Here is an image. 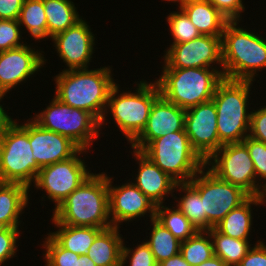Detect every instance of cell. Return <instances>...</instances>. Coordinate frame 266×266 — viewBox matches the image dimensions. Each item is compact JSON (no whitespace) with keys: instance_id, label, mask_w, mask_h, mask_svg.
<instances>
[{"instance_id":"1","label":"cell","mask_w":266,"mask_h":266,"mask_svg":"<svg viewBox=\"0 0 266 266\" xmlns=\"http://www.w3.org/2000/svg\"><path fill=\"white\" fill-rule=\"evenodd\" d=\"M53 212L52 222L102 229L112 227L107 174L92 173Z\"/></svg>"},{"instance_id":"2","label":"cell","mask_w":266,"mask_h":266,"mask_svg":"<svg viewBox=\"0 0 266 266\" xmlns=\"http://www.w3.org/2000/svg\"><path fill=\"white\" fill-rule=\"evenodd\" d=\"M110 68L63 69L54 78L55 97L72 108L88 111L100 122L110 90L116 84Z\"/></svg>"},{"instance_id":"3","label":"cell","mask_w":266,"mask_h":266,"mask_svg":"<svg viewBox=\"0 0 266 266\" xmlns=\"http://www.w3.org/2000/svg\"><path fill=\"white\" fill-rule=\"evenodd\" d=\"M238 22L240 20L228 21L223 29V77L230 80L254 81V77L258 75L257 71L266 69V39L258 33L255 34V31L253 33L238 27Z\"/></svg>"},{"instance_id":"4","label":"cell","mask_w":266,"mask_h":266,"mask_svg":"<svg viewBox=\"0 0 266 266\" xmlns=\"http://www.w3.org/2000/svg\"><path fill=\"white\" fill-rule=\"evenodd\" d=\"M156 83L160 95L180 108L188 109L212 100L223 70L212 68H162Z\"/></svg>"},{"instance_id":"5","label":"cell","mask_w":266,"mask_h":266,"mask_svg":"<svg viewBox=\"0 0 266 266\" xmlns=\"http://www.w3.org/2000/svg\"><path fill=\"white\" fill-rule=\"evenodd\" d=\"M252 81L223 79L213 95L217 132L222 144L242 142L249 135L248 105Z\"/></svg>"},{"instance_id":"6","label":"cell","mask_w":266,"mask_h":266,"mask_svg":"<svg viewBox=\"0 0 266 266\" xmlns=\"http://www.w3.org/2000/svg\"><path fill=\"white\" fill-rule=\"evenodd\" d=\"M136 92L120 93L119 85L115 84L109 93L108 102L103 118L100 121V129L110 111L116 125L131 143L146 126L149 112L154 101L160 96L159 87L155 82L140 81L136 84ZM109 108V110H108Z\"/></svg>"},{"instance_id":"7","label":"cell","mask_w":266,"mask_h":266,"mask_svg":"<svg viewBox=\"0 0 266 266\" xmlns=\"http://www.w3.org/2000/svg\"><path fill=\"white\" fill-rule=\"evenodd\" d=\"M141 152L178 183L189 182L205 167L185 128L152 140Z\"/></svg>"},{"instance_id":"8","label":"cell","mask_w":266,"mask_h":266,"mask_svg":"<svg viewBox=\"0 0 266 266\" xmlns=\"http://www.w3.org/2000/svg\"><path fill=\"white\" fill-rule=\"evenodd\" d=\"M28 123L16 121L0 136V182L20 183L30 189L40 167L29 141Z\"/></svg>"},{"instance_id":"9","label":"cell","mask_w":266,"mask_h":266,"mask_svg":"<svg viewBox=\"0 0 266 266\" xmlns=\"http://www.w3.org/2000/svg\"><path fill=\"white\" fill-rule=\"evenodd\" d=\"M42 128L69 138L80 149L88 150L100 135V122L88 111L72 108L55 96L43 111L32 118Z\"/></svg>"},{"instance_id":"10","label":"cell","mask_w":266,"mask_h":266,"mask_svg":"<svg viewBox=\"0 0 266 266\" xmlns=\"http://www.w3.org/2000/svg\"><path fill=\"white\" fill-rule=\"evenodd\" d=\"M188 183L200 194L203 201L206 231L217 225L231 210L239 207L250 197L241 187L219 179L206 166Z\"/></svg>"},{"instance_id":"11","label":"cell","mask_w":266,"mask_h":266,"mask_svg":"<svg viewBox=\"0 0 266 266\" xmlns=\"http://www.w3.org/2000/svg\"><path fill=\"white\" fill-rule=\"evenodd\" d=\"M205 166L219 179L241 187L250 196H256L254 163L243 142L223 144L205 162Z\"/></svg>"},{"instance_id":"12","label":"cell","mask_w":266,"mask_h":266,"mask_svg":"<svg viewBox=\"0 0 266 266\" xmlns=\"http://www.w3.org/2000/svg\"><path fill=\"white\" fill-rule=\"evenodd\" d=\"M86 152L80 149L70 159L45 166L38 172L34 187L48 194V199L55 203L54 209L92 174L81 159Z\"/></svg>"},{"instance_id":"13","label":"cell","mask_w":266,"mask_h":266,"mask_svg":"<svg viewBox=\"0 0 266 266\" xmlns=\"http://www.w3.org/2000/svg\"><path fill=\"white\" fill-rule=\"evenodd\" d=\"M167 49L163 68L219 69L213 67L219 64L223 70L221 37L200 35L188 42L171 44Z\"/></svg>"},{"instance_id":"14","label":"cell","mask_w":266,"mask_h":266,"mask_svg":"<svg viewBox=\"0 0 266 266\" xmlns=\"http://www.w3.org/2000/svg\"><path fill=\"white\" fill-rule=\"evenodd\" d=\"M184 128L192 148L205 162L223 145L218 137L213 100L186 109Z\"/></svg>"},{"instance_id":"15","label":"cell","mask_w":266,"mask_h":266,"mask_svg":"<svg viewBox=\"0 0 266 266\" xmlns=\"http://www.w3.org/2000/svg\"><path fill=\"white\" fill-rule=\"evenodd\" d=\"M114 178L108 176L109 216L112 226L119 227L137 217L141 219L147 212L150 220L155 218L156 205L133 183L113 186ZM120 223V224H119Z\"/></svg>"},{"instance_id":"16","label":"cell","mask_w":266,"mask_h":266,"mask_svg":"<svg viewBox=\"0 0 266 266\" xmlns=\"http://www.w3.org/2000/svg\"><path fill=\"white\" fill-rule=\"evenodd\" d=\"M94 36L87 22L81 19L51 38L59 57L68 67L66 70L89 69L88 65L94 53Z\"/></svg>"},{"instance_id":"17","label":"cell","mask_w":266,"mask_h":266,"mask_svg":"<svg viewBox=\"0 0 266 266\" xmlns=\"http://www.w3.org/2000/svg\"><path fill=\"white\" fill-rule=\"evenodd\" d=\"M41 52V53H40ZM42 51L24 44L21 47L0 52V93L25 82L45 64Z\"/></svg>"},{"instance_id":"18","label":"cell","mask_w":266,"mask_h":266,"mask_svg":"<svg viewBox=\"0 0 266 266\" xmlns=\"http://www.w3.org/2000/svg\"><path fill=\"white\" fill-rule=\"evenodd\" d=\"M185 114V109L160 95L151 106L143 131L131 142L132 149L142 151L152 140L183 130Z\"/></svg>"},{"instance_id":"19","label":"cell","mask_w":266,"mask_h":266,"mask_svg":"<svg viewBox=\"0 0 266 266\" xmlns=\"http://www.w3.org/2000/svg\"><path fill=\"white\" fill-rule=\"evenodd\" d=\"M29 141L40 168L73 157L80 148L69 138L47 130L29 119Z\"/></svg>"},{"instance_id":"20","label":"cell","mask_w":266,"mask_h":266,"mask_svg":"<svg viewBox=\"0 0 266 266\" xmlns=\"http://www.w3.org/2000/svg\"><path fill=\"white\" fill-rule=\"evenodd\" d=\"M135 161L139 164L134 184L156 205H162L168 194L173 195L178 183L169 174L163 172L141 151L133 149Z\"/></svg>"},{"instance_id":"21","label":"cell","mask_w":266,"mask_h":266,"mask_svg":"<svg viewBox=\"0 0 266 266\" xmlns=\"http://www.w3.org/2000/svg\"><path fill=\"white\" fill-rule=\"evenodd\" d=\"M181 9L201 35L222 37L228 20L208 0H189Z\"/></svg>"},{"instance_id":"22","label":"cell","mask_w":266,"mask_h":266,"mask_svg":"<svg viewBox=\"0 0 266 266\" xmlns=\"http://www.w3.org/2000/svg\"><path fill=\"white\" fill-rule=\"evenodd\" d=\"M29 188L20 183L0 182V221L18 228L20 215L29 203Z\"/></svg>"},{"instance_id":"23","label":"cell","mask_w":266,"mask_h":266,"mask_svg":"<svg viewBox=\"0 0 266 266\" xmlns=\"http://www.w3.org/2000/svg\"><path fill=\"white\" fill-rule=\"evenodd\" d=\"M119 227L103 229L87 251L88 257L97 266H121V253L124 240Z\"/></svg>"},{"instance_id":"24","label":"cell","mask_w":266,"mask_h":266,"mask_svg":"<svg viewBox=\"0 0 266 266\" xmlns=\"http://www.w3.org/2000/svg\"><path fill=\"white\" fill-rule=\"evenodd\" d=\"M251 205H261L258 196H250L239 207L231 210L214 228L229 237L249 240L253 221Z\"/></svg>"},{"instance_id":"25","label":"cell","mask_w":266,"mask_h":266,"mask_svg":"<svg viewBox=\"0 0 266 266\" xmlns=\"http://www.w3.org/2000/svg\"><path fill=\"white\" fill-rule=\"evenodd\" d=\"M52 223L59 229L49 234L63 248L78 255L86 254L95 237L103 230L96 227L69 226L59 222Z\"/></svg>"},{"instance_id":"26","label":"cell","mask_w":266,"mask_h":266,"mask_svg":"<svg viewBox=\"0 0 266 266\" xmlns=\"http://www.w3.org/2000/svg\"><path fill=\"white\" fill-rule=\"evenodd\" d=\"M47 17V37L66 31L82 19L71 0H43Z\"/></svg>"},{"instance_id":"27","label":"cell","mask_w":266,"mask_h":266,"mask_svg":"<svg viewBox=\"0 0 266 266\" xmlns=\"http://www.w3.org/2000/svg\"><path fill=\"white\" fill-rule=\"evenodd\" d=\"M208 232L213 242L214 255L228 266H238L253 245L249 244L248 240H240L220 233L214 227Z\"/></svg>"},{"instance_id":"28","label":"cell","mask_w":266,"mask_h":266,"mask_svg":"<svg viewBox=\"0 0 266 266\" xmlns=\"http://www.w3.org/2000/svg\"><path fill=\"white\" fill-rule=\"evenodd\" d=\"M150 222L152 223V230L150 239L146 243L149 245L156 263L159 264L180 252L181 241L155 218Z\"/></svg>"},{"instance_id":"29","label":"cell","mask_w":266,"mask_h":266,"mask_svg":"<svg viewBox=\"0 0 266 266\" xmlns=\"http://www.w3.org/2000/svg\"><path fill=\"white\" fill-rule=\"evenodd\" d=\"M185 194L178 201L177 208L189 219L198 231H206V214L203 212V201L200 194L188 183H177L175 190ZM181 190V191H180Z\"/></svg>"},{"instance_id":"30","label":"cell","mask_w":266,"mask_h":266,"mask_svg":"<svg viewBox=\"0 0 266 266\" xmlns=\"http://www.w3.org/2000/svg\"><path fill=\"white\" fill-rule=\"evenodd\" d=\"M155 219L167 228L179 241L194 236L198 230L189 219L177 208L162 205L156 206Z\"/></svg>"},{"instance_id":"31","label":"cell","mask_w":266,"mask_h":266,"mask_svg":"<svg viewBox=\"0 0 266 266\" xmlns=\"http://www.w3.org/2000/svg\"><path fill=\"white\" fill-rule=\"evenodd\" d=\"M20 26H24L36 40L47 38V17L43 0H25L18 17Z\"/></svg>"},{"instance_id":"32","label":"cell","mask_w":266,"mask_h":266,"mask_svg":"<svg viewBox=\"0 0 266 266\" xmlns=\"http://www.w3.org/2000/svg\"><path fill=\"white\" fill-rule=\"evenodd\" d=\"M210 239L208 231H198L181 242L180 253L191 266H198L214 256L213 242Z\"/></svg>"},{"instance_id":"33","label":"cell","mask_w":266,"mask_h":266,"mask_svg":"<svg viewBox=\"0 0 266 266\" xmlns=\"http://www.w3.org/2000/svg\"><path fill=\"white\" fill-rule=\"evenodd\" d=\"M167 22L173 36L172 44L188 42L201 35L181 8L177 12H171L167 17Z\"/></svg>"},{"instance_id":"34","label":"cell","mask_w":266,"mask_h":266,"mask_svg":"<svg viewBox=\"0 0 266 266\" xmlns=\"http://www.w3.org/2000/svg\"><path fill=\"white\" fill-rule=\"evenodd\" d=\"M43 243L45 266H77L79 255L63 248L49 233Z\"/></svg>"},{"instance_id":"35","label":"cell","mask_w":266,"mask_h":266,"mask_svg":"<svg viewBox=\"0 0 266 266\" xmlns=\"http://www.w3.org/2000/svg\"><path fill=\"white\" fill-rule=\"evenodd\" d=\"M242 142L246 145L249 155L254 163L256 174V196H259L262 187L261 179H264L263 182L266 180V144L254 140L249 136H247Z\"/></svg>"},{"instance_id":"36","label":"cell","mask_w":266,"mask_h":266,"mask_svg":"<svg viewBox=\"0 0 266 266\" xmlns=\"http://www.w3.org/2000/svg\"><path fill=\"white\" fill-rule=\"evenodd\" d=\"M123 242L121 253V266H125L127 259L130 262V266H158L155 261L154 255L150 250L149 245L146 242L137 244L135 249L126 247ZM131 256V257H130Z\"/></svg>"},{"instance_id":"37","label":"cell","mask_w":266,"mask_h":266,"mask_svg":"<svg viewBox=\"0 0 266 266\" xmlns=\"http://www.w3.org/2000/svg\"><path fill=\"white\" fill-rule=\"evenodd\" d=\"M20 25L18 20L0 19V52L18 48L24 45L21 40Z\"/></svg>"},{"instance_id":"38","label":"cell","mask_w":266,"mask_h":266,"mask_svg":"<svg viewBox=\"0 0 266 266\" xmlns=\"http://www.w3.org/2000/svg\"><path fill=\"white\" fill-rule=\"evenodd\" d=\"M19 228H7L0 232V266L16 255Z\"/></svg>"},{"instance_id":"39","label":"cell","mask_w":266,"mask_h":266,"mask_svg":"<svg viewBox=\"0 0 266 266\" xmlns=\"http://www.w3.org/2000/svg\"><path fill=\"white\" fill-rule=\"evenodd\" d=\"M253 111H251L248 136L266 144V106Z\"/></svg>"},{"instance_id":"40","label":"cell","mask_w":266,"mask_h":266,"mask_svg":"<svg viewBox=\"0 0 266 266\" xmlns=\"http://www.w3.org/2000/svg\"><path fill=\"white\" fill-rule=\"evenodd\" d=\"M228 21L241 18L245 10L242 0H208Z\"/></svg>"},{"instance_id":"41","label":"cell","mask_w":266,"mask_h":266,"mask_svg":"<svg viewBox=\"0 0 266 266\" xmlns=\"http://www.w3.org/2000/svg\"><path fill=\"white\" fill-rule=\"evenodd\" d=\"M238 266H266V245L258 240Z\"/></svg>"},{"instance_id":"42","label":"cell","mask_w":266,"mask_h":266,"mask_svg":"<svg viewBox=\"0 0 266 266\" xmlns=\"http://www.w3.org/2000/svg\"><path fill=\"white\" fill-rule=\"evenodd\" d=\"M25 0H0V19L18 20Z\"/></svg>"},{"instance_id":"43","label":"cell","mask_w":266,"mask_h":266,"mask_svg":"<svg viewBox=\"0 0 266 266\" xmlns=\"http://www.w3.org/2000/svg\"><path fill=\"white\" fill-rule=\"evenodd\" d=\"M5 93H0V102L2 101ZM7 112L4 110L3 106L0 104V136L15 122Z\"/></svg>"},{"instance_id":"44","label":"cell","mask_w":266,"mask_h":266,"mask_svg":"<svg viewBox=\"0 0 266 266\" xmlns=\"http://www.w3.org/2000/svg\"><path fill=\"white\" fill-rule=\"evenodd\" d=\"M158 266H191L179 252L177 255L162 261Z\"/></svg>"},{"instance_id":"45","label":"cell","mask_w":266,"mask_h":266,"mask_svg":"<svg viewBox=\"0 0 266 266\" xmlns=\"http://www.w3.org/2000/svg\"><path fill=\"white\" fill-rule=\"evenodd\" d=\"M198 266H228L223 260L215 255Z\"/></svg>"},{"instance_id":"46","label":"cell","mask_w":266,"mask_h":266,"mask_svg":"<svg viewBox=\"0 0 266 266\" xmlns=\"http://www.w3.org/2000/svg\"><path fill=\"white\" fill-rule=\"evenodd\" d=\"M77 266H97L87 254L79 255L77 260Z\"/></svg>"},{"instance_id":"47","label":"cell","mask_w":266,"mask_h":266,"mask_svg":"<svg viewBox=\"0 0 266 266\" xmlns=\"http://www.w3.org/2000/svg\"><path fill=\"white\" fill-rule=\"evenodd\" d=\"M258 197H259L261 205L266 204V182H264L262 184V187H261V190H260V193H259Z\"/></svg>"},{"instance_id":"48","label":"cell","mask_w":266,"mask_h":266,"mask_svg":"<svg viewBox=\"0 0 266 266\" xmlns=\"http://www.w3.org/2000/svg\"><path fill=\"white\" fill-rule=\"evenodd\" d=\"M165 1H171V2H177L180 6L179 8H181L183 5H185L189 0H165Z\"/></svg>"},{"instance_id":"49","label":"cell","mask_w":266,"mask_h":266,"mask_svg":"<svg viewBox=\"0 0 266 266\" xmlns=\"http://www.w3.org/2000/svg\"><path fill=\"white\" fill-rule=\"evenodd\" d=\"M8 227L0 221V232L5 231Z\"/></svg>"}]
</instances>
